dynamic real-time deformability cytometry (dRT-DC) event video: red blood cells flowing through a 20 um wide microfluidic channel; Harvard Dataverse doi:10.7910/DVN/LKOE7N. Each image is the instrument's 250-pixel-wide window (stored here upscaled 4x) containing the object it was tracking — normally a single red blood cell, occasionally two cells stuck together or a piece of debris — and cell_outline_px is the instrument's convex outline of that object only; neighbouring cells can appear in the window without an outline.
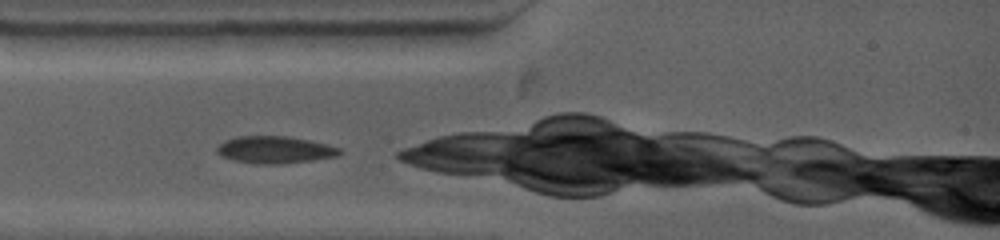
{"species": "common noctule bat (a hibernating species)", "species_latin": "Nyctalus noctula", "temperature_condition": "warm", "stored_images_in_passage": 26, "camera_frame_rate_fps": 4500, "um_per_image_px": 0.085, "animal": {"sex": "female", "body_mass_g": 19.0, "forearm_length_mm": 53.3}, "frame": {"image": 1, "passage_image": 1, "time_ms": 0.0, "image_size_px": [1000, 240], "cell_outline_px": [[344, 152], [336, 156], [312, 160], [280, 164], [256, 164], [232, 160], [220, 156], [216, 152], [216, 148], [224, 140], [236, 136], [288, 136], [312, 140], [328, 144], [340, 148]], "centroid_in_image_um": [23.35, 12.72], "position_along_channel_um": 61.6, "area_um2": 19.71}}
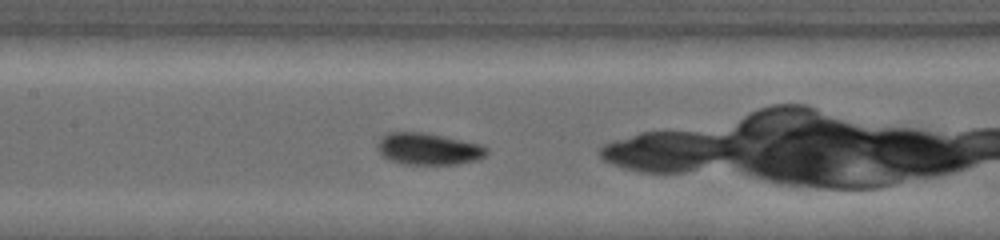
{"frame": {"image": 2, "passage_image": 8, "time_ms": 2.889, "image_size_px": [1000, 240], "cell_outline_px": [[488, 152], [484, 156], [476, 160], [456, 164], [404, 164], [388, 160], [376, 148], [380, 136], [388, 132], [424, 132], [480, 144], [488, 148]], "centroid_in_image_um": [36.38, 12.65], "position_along_channel_um": 171.0, "area_um2": 20.23}}
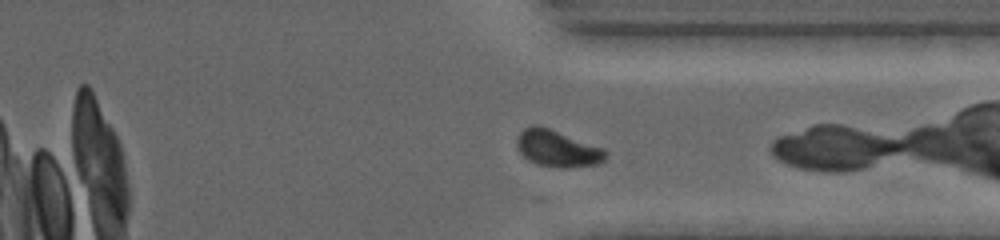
{"frame": {"image": 3, "passage_image": 21, "time_ms": 8.0, "image_size_px": [1000, 240], "cell_outline_px": [[608, 156], [600, 164], [564, 168], [536, 164], [528, 160], [520, 152], [516, 144], [516, 140], [520, 132], [524, 128], [532, 124], [540, 124], [604, 148], [608, 152]], "centroid_in_image_um": [47.4, 12.6], "position_along_channel_um": 364.0, "area_um2": 19.31}}